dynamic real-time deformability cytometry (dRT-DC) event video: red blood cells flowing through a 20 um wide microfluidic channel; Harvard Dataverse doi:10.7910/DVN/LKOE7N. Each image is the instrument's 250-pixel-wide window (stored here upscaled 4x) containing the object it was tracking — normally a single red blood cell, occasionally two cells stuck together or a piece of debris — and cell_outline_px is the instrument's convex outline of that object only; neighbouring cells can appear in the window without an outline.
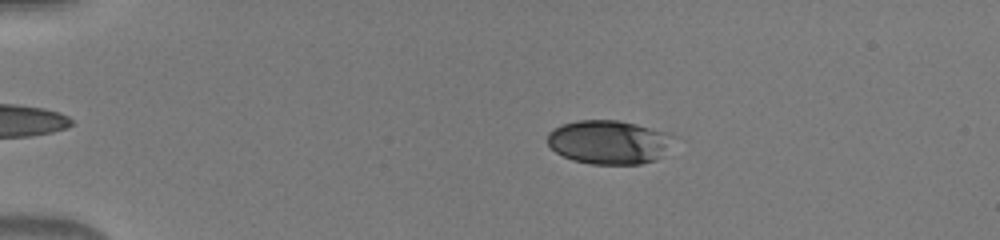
{"species": "human", "species_latin": "Homo sapiens", "temperature_condition": "warm", "stored_images_in_passage": 47, "camera_frame_rate_fps": 3000, "um_per_image_px": 0.085, "donor": {"sex": "male"}, "frame": {"image": 1, "passage_image": 8, "time_ms": 2.333, "image_size_px": [1000, 240], "cell_outline_px": [[676, 136], [656, 160], [640, 164], [592, 164], [572, 160], [556, 152], [548, 144], [548, 132], [564, 124], [576, 120], [620, 120], [668, 132]], "centroid_in_image_um": [51.76, 12.07], "position_along_channel_um": 33.2, "area_um2": 32.02}}
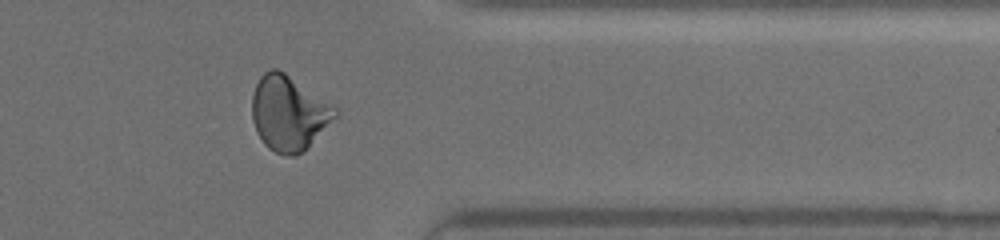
{"frame": {"image": 2, "passage_image": 39, "time_ms": 12.667, "image_size_px": [1000, 240], "cell_outline_px": [[340, 112], [308, 148], [296, 156], [288, 156], [276, 152], [268, 148], [264, 144], [256, 132], [252, 120], [252, 96], [256, 84], [260, 76], [264, 72], [272, 68], [276, 68], [284, 72], [340, 108]], "centroid_in_image_um": [24.56, 9.61], "position_along_channel_um": 386.8, "area_um2": 36.59}}
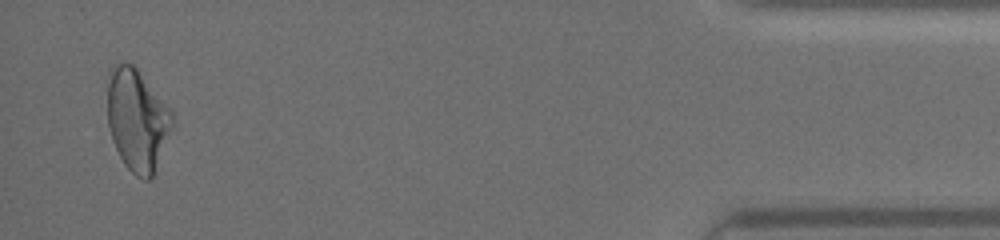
{"frame": {"image": 3, "passage_image": 46, "time_ms": 15.0, "image_size_px": [1000, 240], "cell_outline_px": [[176, 120], [152, 176], [148, 180], [144, 180], [136, 176], [124, 164], [112, 140], [108, 124], [108, 72], [112, 64], [132, 64], [136, 68], [176, 116]], "centroid_in_image_um": [11.67, 10.19], "position_along_channel_um": 423.5, "area_um2": 38.32}}